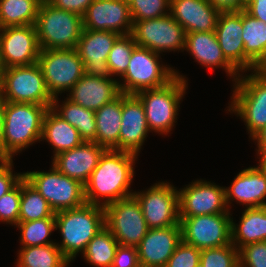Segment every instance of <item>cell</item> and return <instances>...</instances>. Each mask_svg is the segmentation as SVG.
<instances>
[{
  "label": "cell",
  "mask_w": 266,
  "mask_h": 267,
  "mask_svg": "<svg viewBox=\"0 0 266 267\" xmlns=\"http://www.w3.org/2000/svg\"><path fill=\"white\" fill-rule=\"evenodd\" d=\"M120 36L114 31L83 29L76 50L83 61L84 74L112 78L107 59Z\"/></svg>",
  "instance_id": "e0dca14e"
},
{
  "label": "cell",
  "mask_w": 266,
  "mask_h": 267,
  "mask_svg": "<svg viewBox=\"0 0 266 267\" xmlns=\"http://www.w3.org/2000/svg\"><path fill=\"white\" fill-rule=\"evenodd\" d=\"M117 80L84 74L69 91L67 98L95 112L121 94Z\"/></svg>",
  "instance_id": "cb8c5ba5"
},
{
  "label": "cell",
  "mask_w": 266,
  "mask_h": 267,
  "mask_svg": "<svg viewBox=\"0 0 266 267\" xmlns=\"http://www.w3.org/2000/svg\"><path fill=\"white\" fill-rule=\"evenodd\" d=\"M16 227L20 230V243L23 247L43 246L56 243L49 237L55 231V217H47L35 221L18 222Z\"/></svg>",
  "instance_id": "d590c367"
},
{
  "label": "cell",
  "mask_w": 266,
  "mask_h": 267,
  "mask_svg": "<svg viewBox=\"0 0 266 267\" xmlns=\"http://www.w3.org/2000/svg\"><path fill=\"white\" fill-rule=\"evenodd\" d=\"M266 175L259 167L250 166L240 171L230 187L225 188V201L228 210L231 201L246 208L266 206ZM230 208V209H229Z\"/></svg>",
  "instance_id": "603a6c76"
},
{
  "label": "cell",
  "mask_w": 266,
  "mask_h": 267,
  "mask_svg": "<svg viewBox=\"0 0 266 267\" xmlns=\"http://www.w3.org/2000/svg\"><path fill=\"white\" fill-rule=\"evenodd\" d=\"M182 241L181 226L149 229L137 246L141 267H165Z\"/></svg>",
  "instance_id": "44dd1931"
},
{
  "label": "cell",
  "mask_w": 266,
  "mask_h": 267,
  "mask_svg": "<svg viewBox=\"0 0 266 267\" xmlns=\"http://www.w3.org/2000/svg\"><path fill=\"white\" fill-rule=\"evenodd\" d=\"M21 181L0 198V221L14 225L19 221Z\"/></svg>",
  "instance_id": "ab89813d"
},
{
  "label": "cell",
  "mask_w": 266,
  "mask_h": 267,
  "mask_svg": "<svg viewBox=\"0 0 266 267\" xmlns=\"http://www.w3.org/2000/svg\"><path fill=\"white\" fill-rule=\"evenodd\" d=\"M54 7L76 13L81 17L94 0H47Z\"/></svg>",
  "instance_id": "f6af8a7d"
},
{
  "label": "cell",
  "mask_w": 266,
  "mask_h": 267,
  "mask_svg": "<svg viewBox=\"0 0 266 267\" xmlns=\"http://www.w3.org/2000/svg\"><path fill=\"white\" fill-rule=\"evenodd\" d=\"M159 59L160 54L136 46L127 71L121 77L124 81H118L121 93L136 94L142 90L163 87L172 81L176 77L175 69L161 64Z\"/></svg>",
  "instance_id": "ba28073f"
},
{
  "label": "cell",
  "mask_w": 266,
  "mask_h": 267,
  "mask_svg": "<svg viewBox=\"0 0 266 267\" xmlns=\"http://www.w3.org/2000/svg\"><path fill=\"white\" fill-rule=\"evenodd\" d=\"M230 213L180 217L181 237L186 244L199 250L231 243Z\"/></svg>",
  "instance_id": "5bb4252c"
},
{
  "label": "cell",
  "mask_w": 266,
  "mask_h": 267,
  "mask_svg": "<svg viewBox=\"0 0 266 267\" xmlns=\"http://www.w3.org/2000/svg\"><path fill=\"white\" fill-rule=\"evenodd\" d=\"M199 267H239V251L232 243L203 249Z\"/></svg>",
  "instance_id": "74e56055"
},
{
  "label": "cell",
  "mask_w": 266,
  "mask_h": 267,
  "mask_svg": "<svg viewBox=\"0 0 266 267\" xmlns=\"http://www.w3.org/2000/svg\"><path fill=\"white\" fill-rule=\"evenodd\" d=\"M105 227V210L100 205L84 204L75 209L55 212V229L62 241L56 243L69 261L80 252L83 254L90 240Z\"/></svg>",
  "instance_id": "7a4b0ae2"
},
{
  "label": "cell",
  "mask_w": 266,
  "mask_h": 267,
  "mask_svg": "<svg viewBox=\"0 0 266 267\" xmlns=\"http://www.w3.org/2000/svg\"><path fill=\"white\" fill-rule=\"evenodd\" d=\"M219 13L208 0H170L169 14L185 33L215 31Z\"/></svg>",
  "instance_id": "d4e9b609"
},
{
  "label": "cell",
  "mask_w": 266,
  "mask_h": 267,
  "mask_svg": "<svg viewBox=\"0 0 266 267\" xmlns=\"http://www.w3.org/2000/svg\"><path fill=\"white\" fill-rule=\"evenodd\" d=\"M266 241V206L246 208L239 224L231 218V243L239 250L241 247Z\"/></svg>",
  "instance_id": "4316f807"
},
{
  "label": "cell",
  "mask_w": 266,
  "mask_h": 267,
  "mask_svg": "<svg viewBox=\"0 0 266 267\" xmlns=\"http://www.w3.org/2000/svg\"><path fill=\"white\" fill-rule=\"evenodd\" d=\"M4 133V122H3V101L0 97V140L2 141Z\"/></svg>",
  "instance_id": "816d5d0a"
},
{
  "label": "cell",
  "mask_w": 266,
  "mask_h": 267,
  "mask_svg": "<svg viewBox=\"0 0 266 267\" xmlns=\"http://www.w3.org/2000/svg\"><path fill=\"white\" fill-rule=\"evenodd\" d=\"M55 217L54 210L47 200L24 178L21 180V201L19 221H35L42 218Z\"/></svg>",
  "instance_id": "e575fe53"
},
{
  "label": "cell",
  "mask_w": 266,
  "mask_h": 267,
  "mask_svg": "<svg viewBox=\"0 0 266 267\" xmlns=\"http://www.w3.org/2000/svg\"><path fill=\"white\" fill-rule=\"evenodd\" d=\"M106 150L95 142L84 141L79 146L52 157V165L65 176L85 185Z\"/></svg>",
  "instance_id": "ffe728a7"
},
{
  "label": "cell",
  "mask_w": 266,
  "mask_h": 267,
  "mask_svg": "<svg viewBox=\"0 0 266 267\" xmlns=\"http://www.w3.org/2000/svg\"><path fill=\"white\" fill-rule=\"evenodd\" d=\"M0 97L6 102L33 103L48 108L54 99L37 63L5 68L0 78Z\"/></svg>",
  "instance_id": "52a82bcc"
},
{
  "label": "cell",
  "mask_w": 266,
  "mask_h": 267,
  "mask_svg": "<svg viewBox=\"0 0 266 267\" xmlns=\"http://www.w3.org/2000/svg\"><path fill=\"white\" fill-rule=\"evenodd\" d=\"M178 193L180 217L230 213L225 201V187L214 182L192 181Z\"/></svg>",
  "instance_id": "9a60e30c"
},
{
  "label": "cell",
  "mask_w": 266,
  "mask_h": 267,
  "mask_svg": "<svg viewBox=\"0 0 266 267\" xmlns=\"http://www.w3.org/2000/svg\"><path fill=\"white\" fill-rule=\"evenodd\" d=\"M42 0H0V28L35 25Z\"/></svg>",
  "instance_id": "d6a6232c"
},
{
  "label": "cell",
  "mask_w": 266,
  "mask_h": 267,
  "mask_svg": "<svg viewBox=\"0 0 266 267\" xmlns=\"http://www.w3.org/2000/svg\"><path fill=\"white\" fill-rule=\"evenodd\" d=\"M112 267H141L137 247L119 245Z\"/></svg>",
  "instance_id": "7bdbcfd3"
},
{
  "label": "cell",
  "mask_w": 266,
  "mask_h": 267,
  "mask_svg": "<svg viewBox=\"0 0 266 267\" xmlns=\"http://www.w3.org/2000/svg\"><path fill=\"white\" fill-rule=\"evenodd\" d=\"M48 109L45 105L3 101L2 145L11 159L41 141L43 119Z\"/></svg>",
  "instance_id": "3957f363"
},
{
  "label": "cell",
  "mask_w": 266,
  "mask_h": 267,
  "mask_svg": "<svg viewBox=\"0 0 266 267\" xmlns=\"http://www.w3.org/2000/svg\"><path fill=\"white\" fill-rule=\"evenodd\" d=\"M83 29L132 33L133 20L128 0H94L82 16Z\"/></svg>",
  "instance_id": "ac0fdd59"
},
{
  "label": "cell",
  "mask_w": 266,
  "mask_h": 267,
  "mask_svg": "<svg viewBox=\"0 0 266 267\" xmlns=\"http://www.w3.org/2000/svg\"><path fill=\"white\" fill-rule=\"evenodd\" d=\"M244 10L252 17L266 23V0H249Z\"/></svg>",
  "instance_id": "7dc6e473"
},
{
  "label": "cell",
  "mask_w": 266,
  "mask_h": 267,
  "mask_svg": "<svg viewBox=\"0 0 266 267\" xmlns=\"http://www.w3.org/2000/svg\"><path fill=\"white\" fill-rule=\"evenodd\" d=\"M150 130L145 109L135 94L122 93L119 150L138 155Z\"/></svg>",
  "instance_id": "d6986e66"
},
{
  "label": "cell",
  "mask_w": 266,
  "mask_h": 267,
  "mask_svg": "<svg viewBox=\"0 0 266 267\" xmlns=\"http://www.w3.org/2000/svg\"><path fill=\"white\" fill-rule=\"evenodd\" d=\"M133 21H142L166 16L170 0H128Z\"/></svg>",
  "instance_id": "f35d334b"
},
{
  "label": "cell",
  "mask_w": 266,
  "mask_h": 267,
  "mask_svg": "<svg viewBox=\"0 0 266 267\" xmlns=\"http://www.w3.org/2000/svg\"><path fill=\"white\" fill-rule=\"evenodd\" d=\"M131 35L137 46L158 54L185 50V30L170 14L155 19L133 21Z\"/></svg>",
  "instance_id": "4fadbf2b"
},
{
  "label": "cell",
  "mask_w": 266,
  "mask_h": 267,
  "mask_svg": "<svg viewBox=\"0 0 266 267\" xmlns=\"http://www.w3.org/2000/svg\"><path fill=\"white\" fill-rule=\"evenodd\" d=\"M4 69H5V68H4V65H3V63H2L1 52H0V78H1V75H2V72H3Z\"/></svg>",
  "instance_id": "db71d44e"
},
{
  "label": "cell",
  "mask_w": 266,
  "mask_h": 267,
  "mask_svg": "<svg viewBox=\"0 0 266 267\" xmlns=\"http://www.w3.org/2000/svg\"><path fill=\"white\" fill-rule=\"evenodd\" d=\"M58 99V96L54 97L51 109L76 128L84 141L96 143L95 112L72 102L67 97L59 106Z\"/></svg>",
  "instance_id": "4dcf8cb0"
},
{
  "label": "cell",
  "mask_w": 266,
  "mask_h": 267,
  "mask_svg": "<svg viewBox=\"0 0 266 267\" xmlns=\"http://www.w3.org/2000/svg\"><path fill=\"white\" fill-rule=\"evenodd\" d=\"M42 140H46L54 148L53 157L84 142L78 130L63 120L51 108L44 115Z\"/></svg>",
  "instance_id": "83f0119b"
},
{
  "label": "cell",
  "mask_w": 266,
  "mask_h": 267,
  "mask_svg": "<svg viewBox=\"0 0 266 267\" xmlns=\"http://www.w3.org/2000/svg\"><path fill=\"white\" fill-rule=\"evenodd\" d=\"M257 156H259V169L266 175V150H256Z\"/></svg>",
  "instance_id": "681fc988"
},
{
  "label": "cell",
  "mask_w": 266,
  "mask_h": 267,
  "mask_svg": "<svg viewBox=\"0 0 266 267\" xmlns=\"http://www.w3.org/2000/svg\"><path fill=\"white\" fill-rule=\"evenodd\" d=\"M137 158L138 155L130 152L107 149L84 185L86 202L105 207L132 196L130 185Z\"/></svg>",
  "instance_id": "6da1fadb"
},
{
  "label": "cell",
  "mask_w": 266,
  "mask_h": 267,
  "mask_svg": "<svg viewBox=\"0 0 266 267\" xmlns=\"http://www.w3.org/2000/svg\"><path fill=\"white\" fill-rule=\"evenodd\" d=\"M122 118V93L95 111L96 143L106 149L119 150Z\"/></svg>",
  "instance_id": "f1b7e54d"
},
{
  "label": "cell",
  "mask_w": 266,
  "mask_h": 267,
  "mask_svg": "<svg viewBox=\"0 0 266 267\" xmlns=\"http://www.w3.org/2000/svg\"><path fill=\"white\" fill-rule=\"evenodd\" d=\"M243 10L220 12L215 33L226 60L240 73L245 72V51L242 37Z\"/></svg>",
  "instance_id": "7402d4cb"
},
{
  "label": "cell",
  "mask_w": 266,
  "mask_h": 267,
  "mask_svg": "<svg viewBox=\"0 0 266 267\" xmlns=\"http://www.w3.org/2000/svg\"><path fill=\"white\" fill-rule=\"evenodd\" d=\"M118 246L113 234L104 227L90 240L83 258L95 267H112Z\"/></svg>",
  "instance_id": "836d02e7"
},
{
  "label": "cell",
  "mask_w": 266,
  "mask_h": 267,
  "mask_svg": "<svg viewBox=\"0 0 266 267\" xmlns=\"http://www.w3.org/2000/svg\"><path fill=\"white\" fill-rule=\"evenodd\" d=\"M37 64L53 98L69 92L84 75L83 61L76 49H40Z\"/></svg>",
  "instance_id": "30bf717a"
},
{
  "label": "cell",
  "mask_w": 266,
  "mask_h": 267,
  "mask_svg": "<svg viewBox=\"0 0 266 267\" xmlns=\"http://www.w3.org/2000/svg\"><path fill=\"white\" fill-rule=\"evenodd\" d=\"M17 257L16 267H68L70 264L56 243L21 247Z\"/></svg>",
  "instance_id": "1f68e13d"
},
{
  "label": "cell",
  "mask_w": 266,
  "mask_h": 267,
  "mask_svg": "<svg viewBox=\"0 0 266 267\" xmlns=\"http://www.w3.org/2000/svg\"><path fill=\"white\" fill-rule=\"evenodd\" d=\"M51 167L48 172H24V179L47 200L54 212L86 204L84 185Z\"/></svg>",
  "instance_id": "9c48e42d"
},
{
  "label": "cell",
  "mask_w": 266,
  "mask_h": 267,
  "mask_svg": "<svg viewBox=\"0 0 266 267\" xmlns=\"http://www.w3.org/2000/svg\"><path fill=\"white\" fill-rule=\"evenodd\" d=\"M257 143L256 150H266V126L259 130L252 138Z\"/></svg>",
  "instance_id": "c3c4849f"
},
{
  "label": "cell",
  "mask_w": 266,
  "mask_h": 267,
  "mask_svg": "<svg viewBox=\"0 0 266 267\" xmlns=\"http://www.w3.org/2000/svg\"><path fill=\"white\" fill-rule=\"evenodd\" d=\"M219 12H236L244 10L246 4L242 0H208Z\"/></svg>",
  "instance_id": "bcb514c9"
},
{
  "label": "cell",
  "mask_w": 266,
  "mask_h": 267,
  "mask_svg": "<svg viewBox=\"0 0 266 267\" xmlns=\"http://www.w3.org/2000/svg\"><path fill=\"white\" fill-rule=\"evenodd\" d=\"M11 161H12V159L5 152L3 145H2V141L0 140V167L5 166L6 164H8Z\"/></svg>",
  "instance_id": "f907efd6"
},
{
  "label": "cell",
  "mask_w": 266,
  "mask_h": 267,
  "mask_svg": "<svg viewBox=\"0 0 266 267\" xmlns=\"http://www.w3.org/2000/svg\"><path fill=\"white\" fill-rule=\"evenodd\" d=\"M242 75L233 83L232 101L227 110L241 117L252 138L266 126V76L256 70Z\"/></svg>",
  "instance_id": "8992f818"
},
{
  "label": "cell",
  "mask_w": 266,
  "mask_h": 267,
  "mask_svg": "<svg viewBox=\"0 0 266 267\" xmlns=\"http://www.w3.org/2000/svg\"><path fill=\"white\" fill-rule=\"evenodd\" d=\"M105 227L113 234L119 245L137 247L149 227L140 204L132 195L104 207Z\"/></svg>",
  "instance_id": "8fae6325"
},
{
  "label": "cell",
  "mask_w": 266,
  "mask_h": 267,
  "mask_svg": "<svg viewBox=\"0 0 266 267\" xmlns=\"http://www.w3.org/2000/svg\"><path fill=\"white\" fill-rule=\"evenodd\" d=\"M0 52L4 68L37 63L40 47L35 25L0 28Z\"/></svg>",
  "instance_id": "2e32d148"
},
{
  "label": "cell",
  "mask_w": 266,
  "mask_h": 267,
  "mask_svg": "<svg viewBox=\"0 0 266 267\" xmlns=\"http://www.w3.org/2000/svg\"><path fill=\"white\" fill-rule=\"evenodd\" d=\"M13 160L0 167V198L12 190L23 178L24 173L13 174Z\"/></svg>",
  "instance_id": "ee69618b"
},
{
  "label": "cell",
  "mask_w": 266,
  "mask_h": 267,
  "mask_svg": "<svg viewBox=\"0 0 266 267\" xmlns=\"http://www.w3.org/2000/svg\"><path fill=\"white\" fill-rule=\"evenodd\" d=\"M238 251L239 267H266V241L247 244Z\"/></svg>",
  "instance_id": "b9f144b4"
},
{
  "label": "cell",
  "mask_w": 266,
  "mask_h": 267,
  "mask_svg": "<svg viewBox=\"0 0 266 267\" xmlns=\"http://www.w3.org/2000/svg\"><path fill=\"white\" fill-rule=\"evenodd\" d=\"M137 46L131 34L121 35L114 43L107 59L113 76L120 78L125 74L133 49Z\"/></svg>",
  "instance_id": "8d00e7d4"
},
{
  "label": "cell",
  "mask_w": 266,
  "mask_h": 267,
  "mask_svg": "<svg viewBox=\"0 0 266 267\" xmlns=\"http://www.w3.org/2000/svg\"><path fill=\"white\" fill-rule=\"evenodd\" d=\"M149 229L180 225L179 193L169 182H158L146 191H134Z\"/></svg>",
  "instance_id": "7c38bea8"
},
{
  "label": "cell",
  "mask_w": 266,
  "mask_h": 267,
  "mask_svg": "<svg viewBox=\"0 0 266 267\" xmlns=\"http://www.w3.org/2000/svg\"><path fill=\"white\" fill-rule=\"evenodd\" d=\"M200 252L198 248L181 241L165 267H199Z\"/></svg>",
  "instance_id": "60d3db41"
},
{
  "label": "cell",
  "mask_w": 266,
  "mask_h": 267,
  "mask_svg": "<svg viewBox=\"0 0 266 267\" xmlns=\"http://www.w3.org/2000/svg\"><path fill=\"white\" fill-rule=\"evenodd\" d=\"M256 71L266 76V57L261 61V63L256 67Z\"/></svg>",
  "instance_id": "f5cc1de1"
},
{
  "label": "cell",
  "mask_w": 266,
  "mask_h": 267,
  "mask_svg": "<svg viewBox=\"0 0 266 267\" xmlns=\"http://www.w3.org/2000/svg\"><path fill=\"white\" fill-rule=\"evenodd\" d=\"M185 50L200 65L213 70L223 68L227 75L236 82L240 73L226 60L219 45L215 31L186 33Z\"/></svg>",
  "instance_id": "484cf974"
},
{
  "label": "cell",
  "mask_w": 266,
  "mask_h": 267,
  "mask_svg": "<svg viewBox=\"0 0 266 267\" xmlns=\"http://www.w3.org/2000/svg\"><path fill=\"white\" fill-rule=\"evenodd\" d=\"M245 4H247V2L249 1V0H242Z\"/></svg>",
  "instance_id": "11a10c76"
},
{
  "label": "cell",
  "mask_w": 266,
  "mask_h": 267,
  "mask_svg": "<svg viewBox=\"0 0 266 267\" xmlns=\"http://www.w3.org/2000/svg\"><path fill=\"white\" fill-rule=\"evenodd\" d=\"M40 49H76L83 31L82 17L42 0L35 22Z\"/></svg>",
  "instance_id": "5b68a950"
},
{
  "label": "cell",
  "mask_w": 266,
  "mask_h": 267,
  "mask_svg": "<svg viewBox=\"0 0 266 267\" xmlns=\"http://www.w3.org/2000/svg\"><path fill=\"white\" fill-rule=\"evenodd\" d=\"M245 51V71H255L266 57V23L243 10L242 37Z\"/></svg>",
  "instance_id": "f546056e"
},
{
  "label": "cell",
  "mask_w": 266,
  "mask_h": 267,
  "mask_svg": "<svg viewBox=\"0 0 266 267\" xmlns=\"http://www.w3.org/2000/svg\"><path fill=\"white\" fill-rule=\"evenodd\" d=\"M175 74L176 77L167 85L135 94L144 106L150 132L167 135L177 122L178 108L185 96L188 83L186 77L177 70Z\"/></svg>",
  "instance_id": "277c9868"
}]
</instances>
